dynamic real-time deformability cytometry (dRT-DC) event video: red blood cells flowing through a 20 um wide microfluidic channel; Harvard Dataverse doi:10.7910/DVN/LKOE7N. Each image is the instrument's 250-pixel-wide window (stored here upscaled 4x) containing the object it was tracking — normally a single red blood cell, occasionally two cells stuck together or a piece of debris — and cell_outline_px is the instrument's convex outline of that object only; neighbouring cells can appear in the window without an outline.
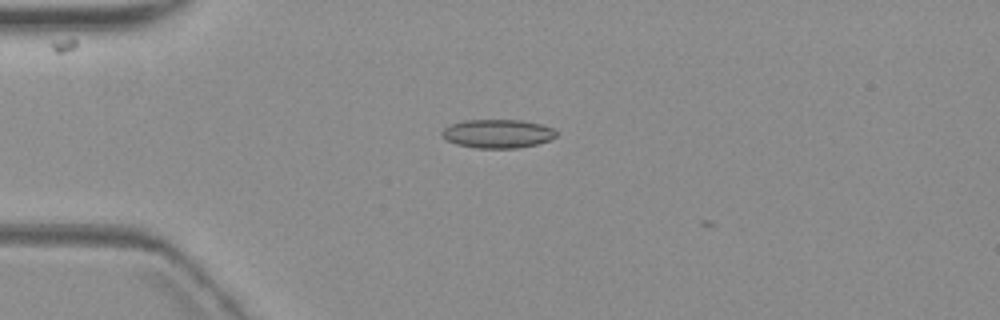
{"species": "common noctule bat (a hibernating species)", "species_latin": "Nyctalus noctula", "temperature_condition": "warm", "stored_images_in_passage": 3, "camera_frame_rate_fps": 3000, "um_per_image_px": 0.085, "animal": {"sex": "female", "body_mass_g": 19.3, "forearm_length_mm": 54.1}, "frame": {"image": 1, "passage_image": 2, "time_ms": 1.333, "image_size_px": [1000, 320], "cell_outline_px": [[556, 136], [548, 140], [536, 144], [516, 148], [476, 148], [456, 144], [440, 136], [440, 132], [448, 124], [464, 120], [520, 120], [540, 124], [552, 128], [556, 132]], "centroid_in_image_um": [42.23, 11.36], "position_along_channel_um": 42.8, "area_um2": 19.07}}